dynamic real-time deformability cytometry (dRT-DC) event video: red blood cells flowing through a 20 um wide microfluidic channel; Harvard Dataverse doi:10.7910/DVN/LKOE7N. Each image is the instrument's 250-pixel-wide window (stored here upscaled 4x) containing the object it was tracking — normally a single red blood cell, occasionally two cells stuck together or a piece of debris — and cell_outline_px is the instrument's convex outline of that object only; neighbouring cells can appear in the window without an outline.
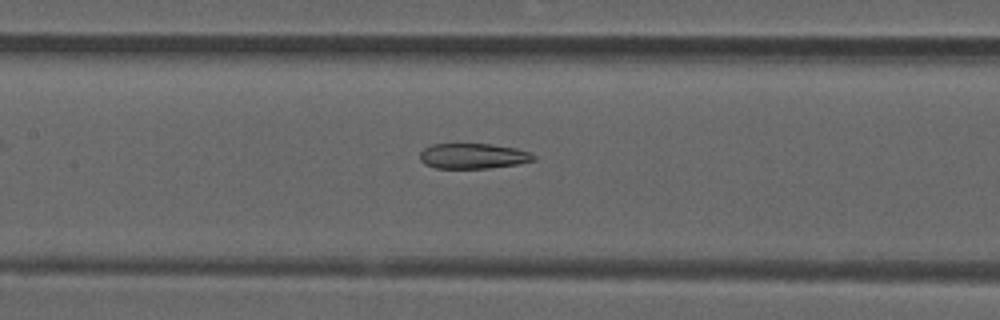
{"species": "common noctule bat (a hibernating species)", "species_latin": "Nyctalus noctula", "temperature_condition": "room temperature", "stored_images_in_passage": 53, "segment_of_instrument_passage": [2, 2], "camera_frame_rate_fps": 3000, "um_per_image_px": 0.085, "animal": {"sex": "male", "forearm_length_mm": 52.5}, "frame": {"image": 1, "passage_image": 25, "time_ms": 8.0, "image_size_px": [1000, 320], "cell_outline_px": [[536, 160], [516, 164], [488, 168], [436, 168], [424, 164], [420, 160], [420, 152], [424, 148], [432, 144], [488, 144], [516, 148], [528, 152], [536, 156]], "centroid_in_image_um": [40.19, 13.26], "position_along_channel_um": 167.2, "area_um2": 16.7}}
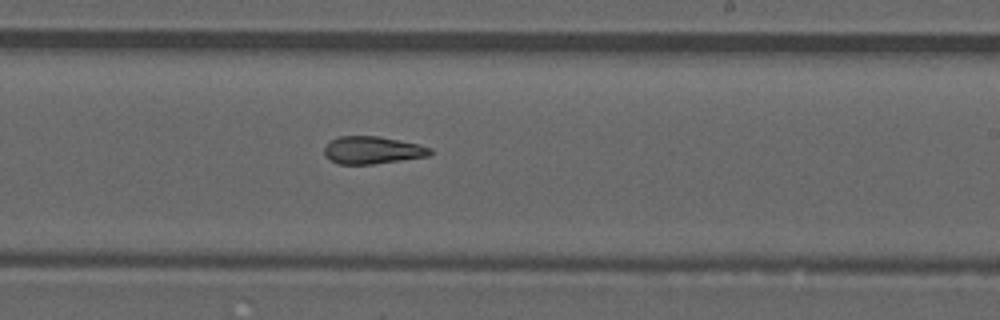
{"frame": {"image": 2, "passage_image": 32, "time_ms": 10.333, "image_size_px": [1000, 320], "cell_outline_px": [[432, 152], [428, 156], [372, 164], [340, 164], [328, 160], [324, 156], [324, 148], [332, 140], [340, 136], [376, 136], [416, 144], [432, 148]], "centroid_in_image_um": [31.61, 12.77], "position_along_channel_um": 257.4, "area_um2": 16.7}}
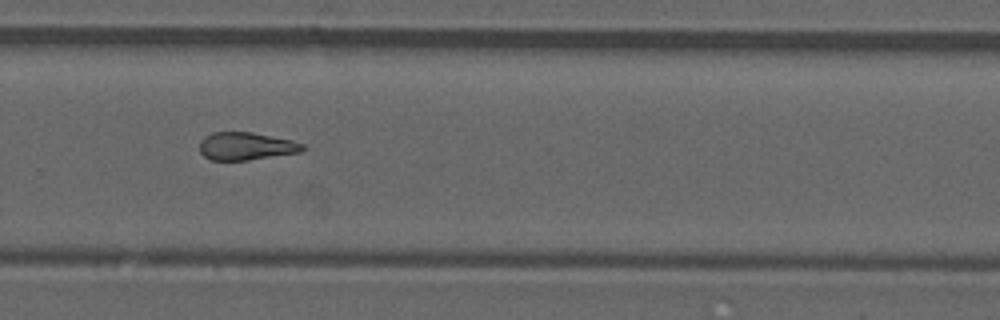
{"frame": {"image": 3, "passage_image": 36, "time_ms": 11.667, "image_size_px": [1000, 320], "cell_outline_px": [[304, 148], [300, 152], [248, 160], [212, 160], [204, 156], [200, 152], [200, 140], [204, 136], [212, 132], [252, 132], [292, 140], [304, 144]], "centroid_in_image_um": [20.89, 12.42], "position_along_channel_um": 308.9, "area_um2": 16.65}}